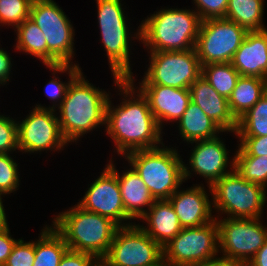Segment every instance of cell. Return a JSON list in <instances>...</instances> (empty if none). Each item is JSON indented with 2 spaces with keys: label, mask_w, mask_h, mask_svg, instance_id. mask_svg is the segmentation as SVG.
I'll list each match as a JSON object with an SVG mask.
<instances>
[{
  "label": "cell",
  "mask_w": 267,
  "mask_h": 266,
  "mask_svg": "<svg viewBox=\"0 0 267 266\" xmlns=\"http://www.w3.org/2000/svg\"><path fill=\"white\" fill-rule=\"evenodd\" d=\"M140 222L143 224L137 223L138 226L162 248L183 229L168 199L154 200L151 208L140 218Z\"/></svg>",
  "instance_id": "cell-22"
},
{
  "label": "cell",
  "mask_w": 267,
  "mask_h": 266,
  "mask_svg": "<svg viewBox=\"0 0 267 266\" xmlns=\"http://www.w3.org/2000/svg\"><path fill=\"white\" fill-rule=\"evenodd\" d=\"M247 32L245 28L226 18L203 20L195 45L201 66L231 62Z\"/></svg>",
  "instance_id": "cell-13"
},
{
  "label": "cell",
  "mask_w": 267,
  "mask_h": 266,
  "mask_svg": "<svg viewBox=\"0 0 267 266\" xmlns=\"http://www.w3.org/2000/svg\"><path fill=\"white\" fill-rule=\"evenodd\" d=\"M219 256L246 265L267 241L261 218H215Z\"/></svg>",
  "instance_id": "cell-9"
},
{
  "label": "cell",
  "mask_w": 267,
  "mask_h": 266,
  "mask_svg": "<svg viewBox=\"0 0 267 266\" xmlns=\"http://www.w3.org/2000/svg\"><path fill=\"white\" fill-rule=\"evenodd\" d=\"M45 67L46 69L48 68L53 75V78H50L44 89V93L46 94V97L49 98V102L51 101L50 103L52 105L46 106L45 104L41 105V103H37L34 107L56 110L63 102L71 81L83 70L81 66L74 64L45 65ZM57 73H59V75H61V73H66L68 75L67 82H63V79L61 81V78H59L61 76Z\"/></svg>",
  "instance_id": "cell-28"
},
{
  "label": "cell",
  "mask_w": 267,
  "mask_h": 266,
  "mask_svg": "<svg viewBox=\"0 0 267 266\" xmlns=\"http://www.w3.org/2000/svg\"><path fill=\"white\" fill-rule=\"evenodd\" d=\"M33 0H0V27L15 30L30 16Z\"/></svg>",
  "instance_id": "cell-33"
},
{
  "label": "cell",
  "mask_w": 267,
  "mask_h": 266,
  "mask_svg": "<svg viewBox=\"0 0 267 266\" xmlns=\"http://www.w3.org/2000/svg\"><path fill=\"white\" fill-rule=\"evenodd\" d=\"M52 226L64 237L70 250L91 254L101 261L107 254L119 226L77 204L52 217Z\"/></svg>",
  "instance_id": "cell-4"
},
{
  "label": "cell",
  "mask_w": 267,
  "mask_h": 266,
  "mask_svg": "<svg viewBox=\"0 0 267 266\" xmlns=\"http://www.w3.org/2000/svg\"><path fill=\"white\" fill-rule=\"evenodd\" d=\"M174 147L164 143L157 148L132 151L123 157L155 200L169 199L185 183L181 151Z\"/></svg>",
  "instance_id": "cell-5"
},
{
  "label": "cell",
  "mask_w": 267,
  "mask_h": 266,
  "mask_svg": "<svg viewBox=\"0 0 267 266\" xmlns=\"http://www.w3.org/2000/svg\"><path fill=\"white\" fill-rule=\"evenodd\" d=\"M236 148L234 169L237 173L246 181L267 188V156H248L238 146Z\"/></svg>",
  "instance_id": "cell-32"
},
{
  "label": "cell",
  "mask_w": 267,
  "mask_h": 266,
  "mask_svg": "<svg viewBox=\"0 0 267 266\" xmlns=\"http://www.w3.org/2000/svg\"><path fill=\"white\" fill-rule=\"evenodd\" d=\"M18 151L17 118L0 112V153Z\"/></svg>",
  "instance_id": "cell-35"
},
{
  "label": "cell",
  "mask_w": 267,
  "mask_h": 266,
  "mask_svg": "<svg viewBox=\"0 0 267 266\" xmlns=\"http://www.w3.org/2000/svg\"><path fill=\"white\" fill-rule=\"evenodd\" d=\"M29 18L42 30L47 42V65L74 64L75 29L54 0H33Z\"/></svg>",
  "instance_id": "cell-7"
},
{
  "label": "cell",
  "mask_w": 267,
  "mask_h": 266,
  "mask_svg": "<svg viewBox=\"0 0 267 266\" xmlns=\"http://www.w3.org/2000/svg\"><path fill=\"white\" fill-rule=\"evenodd\" d=\"M10 55L5 48L0 46V86L8 85L7 83L11 80V70L14 69L12 68L14 65Z\"/></svg>",
  "instance_id": "cell-41"
},
{
  "label": "cell",
  "mask_w": 267,
  "mask_h": 266,
  "mask_svg": "<svg viewBox=\"0 0 267 266\" xmlns=\"http://www.w3.org/2000/svg\"><path fill=\"white\" fill-rule=\"evenodd\" d=\"M205 186L201 182L186 189L180 186L168 199L182 228L200 227L215 220L212 213V189L209 185Z\"/></svg>",
  "instance_id": "cell-16"
},
{
  "label": "cell",
  "mask_w": 267,
  "mask_h": 266,
  "mask_svg": "<svg viewBox=\"0 0 267 266\" xmlns=\"http://www.w3.org/2000/svg\"><path fill=\"white\" fill-rule=\"evenodd\" d=\"M99 30L131 29V20L122 0H95ZM129 21V22H128ZM131 26V27H130Z\"/></svg>",
  "instance_id": "cell-31"
},
{
  "label": "cell",
  "mask_w": 267,
  "mask_h": 266,
  "mask_svg": "<svg viewBox=\"0 0 267 266\" xmlns=\"http://www.w3.org/2000/svg\"><path fill=\"white\" fill-rule=\"evenodd\" d=\"M238 147L248 156H267V136L236 137ZM240 142V143H239Z\"/></svg>",
  "instance_id": "cell-38"
},
{
  "label": "cell",
  "mask_w": 267,
  "mask_h": 266,
  "mask_svg": "<svg viewBox=\"0 0 267 266\" xmlns=\"http://www.w3.org/2000/svg\"><path fill=\"white\" fill-rule=\"evenodd\" d=\"M211 189L215 218H263L267 189L246 181L235 169L217 180Z\"/></svg>",
  "instance_id": "cell-6"
},
{
  "label": "cell",
  "mask_w": 267,
  "mask_h": 266,
  "mask_svg": "<svg viewBox=\"0 0 267 266\" xmlns=\"http://www.w3.org/2000/svg\"><path fill=\"white\" fill-rule=\"evenodd\" d=\"M128 79L146 97L149 108L162 130L167 123H177L191 102L189 89L163 85H138L134 74Z\"/></svg>",
  "instance_id": "cell-17"
},
{
  "label": "cell",
  "mask_w": 267,
  "mask_h": 266,
  "mask_svg": "<svg viewBox=\"0 0 267 266\" xmlns=\"http://www.w3.org/2000/svg\"><path fill=\"white\" fill-rule=\"evenodd\" d=\"M246 266H267V241L246 264Z\"/></svg>",
  "instance_id": "cell-42"
},
{
  "label": "cell",
  "mask_w": 267,
  "mask_h": 266,
  "mask_svg": "<svg viewBox=\"0 0 267 266\" xmlns=\"http://www.w3.org/2000/svg\"><path fill=\"white\" fill-rule=\"evenodd\" d=\"M96 266H104L101 262H99Z\"/></svg>",
  "instance_id": "cell-45"
},
{
  "label": "cell",
  "mask_w": 267,
  "mask_h": 266,
  "mask_svg": "<svg viewBox=\"0 0 267 266\" xmlns=\"http://www.w3.org/2000/svg\"><path fill=\"white\" fill-rule=\"evenodd\" d=\"M4 196L0 195V229L4 228L6 225H8V219H7V214L5 213L6 209L4 207L5 204L4 203ZM3 199V200H2Z\"/></svg>",
  "instance_id": "cell-44"
},
{
  "label": "cell",
  "mask_w": 267,
  "mask_h": 266,
  "mask_svg": "<svg viewBox=\"0 0 267 266\" xmlns=\"http://www.w3.org/2000/svg\"><path fill=\"white\" fill-rule=\"evenodd\" d=\"M98 263L91 254L68 249L58 266H96Z\"/></svg>",
  "instance_id": "cell-39"
},
{
  "label": "cell",
  "mask_w": 267,
  "mask_h": 266,
  "mask_svg": "<svg viewBox=\"0 0 267 266\" xmlns=\"http://www.w3.org/2000/svg\"><path fill=\"white\" fill-rule=\"evenodd\" d=\"M149 64L139 85H163L179 89L189 87L201 76L202 66L194 49L148 51ZM148 66V67H147Z\"/></svg>",
  "instance_id": "cell-8"
},
{
  "label": "cell",
  "mask_w": 267,
  "mask_h": 266,
  "mask_svg": "<svg viewBox=\"0 0 267 266\" xmlns=\"http://www.w3.org/2000/svg\"><path fill=\"white\" fill-rule=\"evenodd\" d=\"M100 40L105 51V56L108 58L109 68L111 73L118 75L122 79L129 78L133 72L131 59L133 58L132 44L137 40L140 43V23L135 32L132 29H111L99 30ZM134 33V34H133ZM133 41V42H132ZM133 48V49H132Z\"/></svg>",
  "instance_id": "cell-19"
},
{
  "label": "cell",
  "mask_w": 267,
  "mask_h": 266,
  "mask_svg": "<svg viewBox=\"0 0 267 266\" xmlns=\"http://www.w3.org/2000/svg\"><path fill=\"white\" fill-rule=\"evenodd\" d=\"M236 137L267 136V92L237 120Z\"/></svg>",
  "instance_id": "cell-30"
},
{
  "label": "cell",
  "mask_w": 267,
  "mask_h": 266,
  "mask_svg": "<svg viewBox=\"0 0 267 266\" xmlns=\"http://www.w3.org/2000/svg\"><path fill=\"white\" fill-rule=\"evenodd\" d=\"M35 240L33 266H58L69 249L64 237L51 225H45Z\"/></svg>",
  "instance_id": "cell-25"
},
{
  "label": "cell",
  "mask_w": 267,
  "mask_h": 266,
  "mask_svg": "<svg viewBox=\"0 0 267 266\" xmlns=\"http://www.w3.org/2000/svg\"><path fill=\"white\" fill-rule=\"evenodd\" d=\"M115 92L120 96L114 105L110 95L106 105V135L113 140L114 153L124 157L136 151L153 149L164 144V131L149 108V103L141 91L128 79L111 73Z\"/></svg>",
  "instance_id": "cell-1"
},
{
  "label": "cell",
  "mask_w": 267,
  "mask_h": 266,
  "mask_svg": "<svg viewBox=\"0 0 267 266\" xmlns=\"http://www.w3.org/2000/svg\"><path fill=\"white\" fill-rule=\"evenodd\" d=\"M267 92V80L259 77L240 76L228 98L229 109L238 120Z\"/></svg>",
  "instance_id": "cell-24"
},
{
  "label": "cell",
  "mask_w": 267,
  "mask_h": 266,
  "mask_svg": "<svg viewBox=\"0 0 267 266\" xmlns=\"http://www.w3.org/2000/svg\"><path fill=\"white\" fill-rule=\"evenodd\" d=\"M100 262L104 266H164L163 248L135 223L117 229Z\"/></svg>",
  "instance_id": "cell-10"
},
{
  "label": "cell",
  "mask_w": 267,
  "mask_h": 266,
  "mask_svg": "<svg viewBox=\"0 0 267 266\" xmlns=\"http://www.w3.org/2000/svg\"><path fill=\"white\" fill-rule=\"evenodd\" d=\"M183 8L161 7L141 21L140 44L145 47L144 51L195 48L202 20L193 9Z\"/></svg>",
  "instance_id": "cell-3"
},
{
  "label": "cell",
  "mask_w": 267,
  "mask_h": 266,
  "mask_svg": "<svg viewBox=\"0 0 267 266\" xmlns=\"http://www.w3.org/2000/svg\"><path fill=\"white\" fill-rule=\"evenodd\" d=\"M35 261V241L19 239L14 245L4 266H33Z\"/></svg>",
  "instance_id": "cell-36"
},
{
  "label": "cell",
  "mask_w": 267,
  "mask_h": 266,
  "mask_svg": "<svg viewBox=\"0 0 267 266\" xmlns=\"http://www.w3.org/2000/svg\"><path fill=\"white\" fill-rule=\"evenodd\" d=\"M0 153V195L9 196L20 187L19 163L10 155Z\"/></svg>",
  "instance_id": "cell-34"
},
{
  "label": "cell",
  "mask_w": 267,
  "mask_h": 266,
  "mask_svg": "<svg viewBox=\"0 0 267 266\" xmlns=\"http://www.w3.org/2000/svg\"><path fill=\"white\" fill-rule=\"evenodd\" d=\"M218 256L216 219L200 227L183 228L163 247L164 266H193Z\"/></svg>",
  "instance_id": "cell-11"
},
{
  "label": "cell",
  "mask_w": 267,
  "mask_h": 266,
  "mask_svg": "<svg viewBox=\"0 0 267 266\" xmlns=\"http://www.w3.org/2000/svg\"><path fill=\"white\" fill-rule=\"evenodd\" d=\"M111 92L96 87L81 71L68 86L65 98L56 109L61 132L69 145L85 134L105 128L106 105Z\"/></svg>",
  "instance_id": "cell-2"
},
{
  "label": "cell",
  "mask_w": 267,
  "mask_h": 266,
  "mask_svg": "<svg viewBox=\"0 0 267 266\" xmlns=\"http://www.w3.org/2000/svg\"><path fill=\"white\" fill-rule=\"evenodd\" d=\"M87 189L77 202L82 209L109 218L119 227L136 223L125 212L117 176L106 165Z\"/></svg>",
  "instance_id": "cell-15"
},
{
  "label": "cell",
  "mask_w": 267,
  "mask_h": 266,
  "mask_svg": "<svg viewBox=\"0 0 267 266\" xmlns=\"http://www.w3.org/2000/svg\"><path fill=\"white\" fill-rule=\"evenodd\" d=\"M230 63L241 76L267 80V29L248 31Z\"/></svg>",
  "instance_id": "cell-21"
},
{
  "label": "cell",
  "mask_w": 267,
  "mask_h": 266,
  "mask_svg": "<svg viewBox=\"0 0 267 266\" xmlns=\"http://www.w3.org/2000/svg\"><path fill=\"white\" fill-rule=\"evenodd\" d=\"M201 76L223 97L228 99L241 76L230 62L202 65Z\"/></svg>",
  "instance_id": "cell-29"
},
{
  "label": "cell",
  "mask_w": 267,
  "mask_h": 266,
  "mask_svg": "<svg viewBox=\"0 0 267 266\" xmlns=\"http://www.w3.org/2000/svg\"><path fill=\"white\" fill-rule=\"evenodd\" d=\"M193 10L203 21L210 18H225L228 0H192Z\"/></svg>",
  "instance_id": "cell-37"
},
{
  "label": "cell",
  "mask_w": 267,
  "mask_h": 266,
  "mask_svg": "<svg viewBox=\"0 0 267 266\" xmlns=\"http://www.w3.org/2000/svg\"><path fill=\"white\" fill-rule=\"evenodd\" d=\"M16 43L14 49L30 55L47 65V42L42 30L30 19L25 20L15 30Z\"/></svg>",
  "instance_id": "cell-27"
},
{
  "label": "cell",
  "mask_w": 267,
  "mask_h": 266,
  "mask_svg": "<svg viewBox=\"0 0 267 266\" xmlns=\"http://www.w3.org/2000/svg\"><path fill=\"white\" fill-rule=\"evenodd\" d=\"M221 138L222 136L218 135L187 144L188 146L191 144L192 149L187 164L186 160L183 164L185 183L195 174V176L198 175L197 177H203L205 184L212 186L217 180L234 170L235 157L229 155L224 138Z\"/></svg>",
  "instance_id": "cell-14"
},
{
  "label": "cell",
  "mask_w": 267,
  "mask_h": 266,
  "mask_svg": "<svg viewBox=\"0 0 267 266\" xmlns=\"http://www.w3.org/2000/svg\"><path fill=\"white\" fill-rule=\"evenodd\" d=\"M113 159L111 156L106 166L117 176L125 212L133 222L136 220L139 222V219L151 208L155 199L130 164L126 163L129 166L126 165L124 170L119 172Z\"/></svg>",
  "instance_id": "cell-18"
},
{
  "label": "cell",
  "mask_w": 267,
  "mask_h": 266,
  "mask_svg": "<svg viewBox=\"0 0 267 266\" xmlns=\"http://www.w3.org/2000/svg\"><path fill=\"white\" fill-rule=\"evenodd\" d=\"M18 150L22 154L62 152L69 143L64 138L56 110L32 106L21 121L17 119Z\"/></svg>",
  "instance_id": "cell-12"
},
{
  "label": "cell",
  "mask_w": 267,
  "mask_h": 266,
  "mask_svg": "<svg viewBox=\"0 0 267 266\" xmlns=\"http://www.w3.org/2000/svg\"><path fill=\"white\" fill-rule=\"evenodd\" d=\"M191 101L214 121L224 134L229 132L235 135L237 120L232 115L228 99L221 96L202 76H200L190 87Z\"/></svg>",
  "instance_id": "cell-20"
},
{
  "label": "cell",
  "mask_w": 267,
  "mask_h": 266,
  "mask_svg": "<svg viewBox=\"0 0 267 266\" xmlns=\"http://www.w3.org/2000/svg\"><path fill=\"white\" fill-rule=\"evenodd\" d=\"M193 266H241V264L236 261H232L230 259L218 256L214 259L208 260L207 262H203Z\"/></svg>",
  "instance_id": "cell-43"
},
{
  "label": "cell",
  "mask_w": 267,
  "mask_h": 266,
  "mask_svg": "<svg viewBox=\"0 0 267 266\" xmlns=\"http://www.w3.org/2000/svg\"><path fill=\"white\" fill-rule=\"evenodd\" d=\"M19 239L12 237L9 224L0 229V266H4Z\"/></svg>",
  "instance_id": "cell-40"
},
{
  "label": "cell",
  "mask_w": 267,
  "mask_h": 266,
  "mask_svg": "<svg viewBox=\"0 0 267 266\" xmlns=\"http://www.w3.org/2000/svg\"><path fill=\"white\" fill-rule=\"evenodd\" d=\"M176 124L178 125H176V129L179 131L178 136L186 144L211 139L219 134L223 135L224 132L192 101Z\"/></svg>",
  "instance_id": "cell-23"
},
{
  "label": "cell",
  "mask_w": 267,
  "mask_h": 266,
  "mask_svg": "<svg viewBox=\"0 0 267 266\" xmlns=\"http://www.w3.org/2000/svg\"><path fill=\"white\" fill-rule=\"evenodd\" d=\"M264 3V0H228L225 18L247 31L265 30Z\"/></svg>",
  "instance_id": "cell-26"
}]
</instances>
